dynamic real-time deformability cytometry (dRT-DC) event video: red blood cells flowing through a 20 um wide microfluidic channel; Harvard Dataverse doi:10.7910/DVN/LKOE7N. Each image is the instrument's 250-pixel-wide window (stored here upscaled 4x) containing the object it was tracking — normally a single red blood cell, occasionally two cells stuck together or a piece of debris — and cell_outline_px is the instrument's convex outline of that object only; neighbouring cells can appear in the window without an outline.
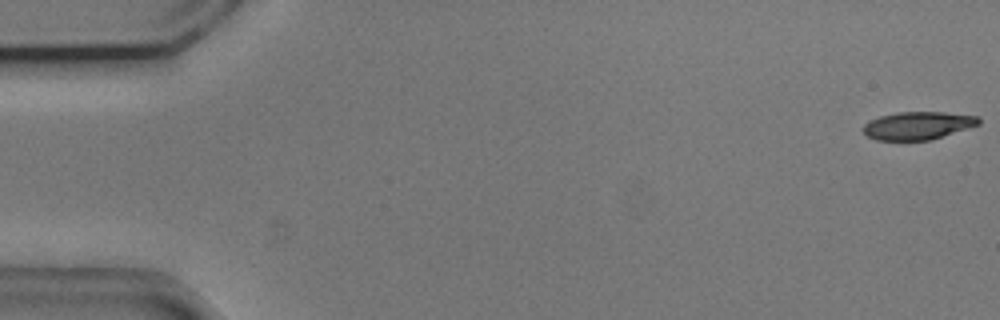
{"species": "common noctule bat (a hibernating species)", "species_latin": "Nyctalus noctula", "temperature_condition": "cold", "stored_images_in_passage": 55, "camera_frame_rate_fps": 3000, "um_per_image_px": 0.085, "animal": {"sex": "male", "body_mass_g": 20.5, "forearm_length_mm": 52.5}, "frame": {"image": 1, "passage_image": 1, "time_ms": 0.0, "image_size_px": [1000, 320], "cell_outline_px": [[980, 124], [968, 128], [928, 140], [876, 140], [868, 136], [864, 132], [864, 124], [880, 116], [896, 112], [944, 112], [980, 116]], "centroid_in_image_um": [78.04, 10.66], "position_along_channel_um": 7.0, "area_um2": 18.55}}
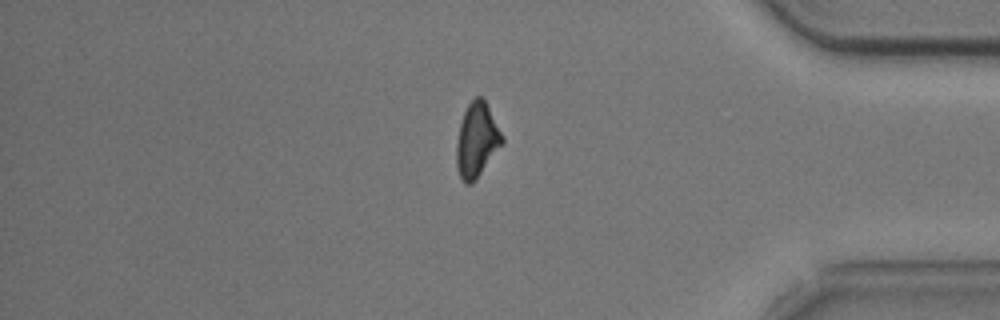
{"frame": {"image": 2, "passage_image": 46, "time_ms": 15.0, "image_size_px": [1000, 320], "cell_outline_px": [[504, 144], [476, 180], [472, 184], [464, 184], [460, 176], [456, 164], [456, 144], [460, 124], [464, 112], [468, 104], [476, 96], [484, 96], [504, 136]], "centroid_in_image_um": [40.56, 11.9], "position_along_channel_um": 394.6, "area_um2": 20.29}}
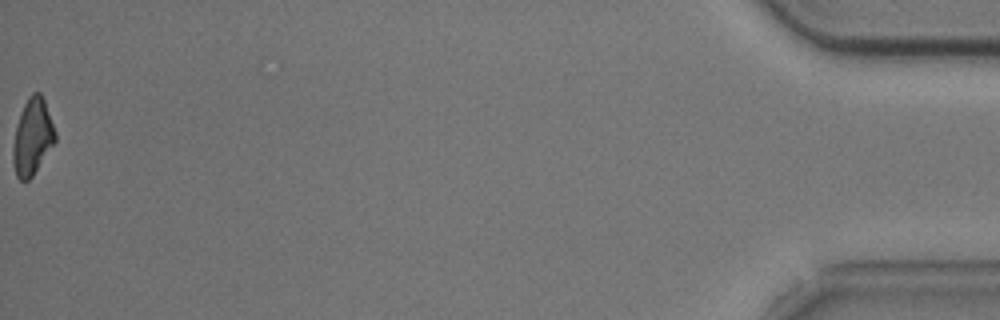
{"frame": {"image": 3, "passage_image": 55, "time_ms": 18.0, "image_size_px": [1000, 320], "cell_outline_px": [[56, 140], [32, 176], [28, 180], [20, 180], [16, 176], [12, 160], [12, 148], [16, 128], [24, 104], [28, 96], [32, 92], [40, 92], [44, 100], [56, 132]], "centroid_in_image_um": [2.75, 11.63], "position_along_channel_um": 432.4, "area_um2": 18.5}, "authors_computed_cell_mechanics": {"area_um2": 20.3456, "velocity_mm_per_s": 3.7115, "shape_relaxation_time_tau1_ms": 3.481, "shape_relaxation_time_tau2_ms": null, "deformation_change_tau1": 0.1224, "deformation_change_tau2": null}}